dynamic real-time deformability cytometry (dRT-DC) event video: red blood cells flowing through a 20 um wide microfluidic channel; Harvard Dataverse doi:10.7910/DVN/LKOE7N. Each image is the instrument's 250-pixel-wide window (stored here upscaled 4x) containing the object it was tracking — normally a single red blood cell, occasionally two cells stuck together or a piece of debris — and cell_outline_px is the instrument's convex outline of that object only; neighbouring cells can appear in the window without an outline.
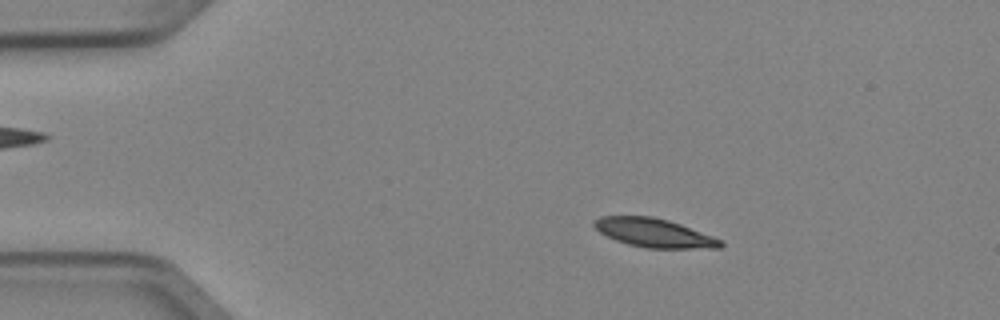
{"species": "Egyptian fruit bat (a non-hibernating species)", "species_latin": "Rousettus aegyptiacus", "temperature_condition": "cold", "stored_images_in_passage": 6, "camera_frame_rate_fps": 3000, "um_per_image_px": 0.085, "animal": {"sex": "female"}, "frame": {"image": 1, "passage_image": 2, "time_ms": 0.333, "image_size_px": [1000, 320], "cell_outline_px": [[724, 244], [720, 248], [644, 248], [628, 244], [616, 240], [600, 232], [592, 224], [592, 220], [600, 216], [652, 216], [668, 220], [680, 224], [724, 240]], "centroid_in_image_um": [55.6, 19.79], "position_along_channel_um": 29.4, "area_um2": 21.21}}
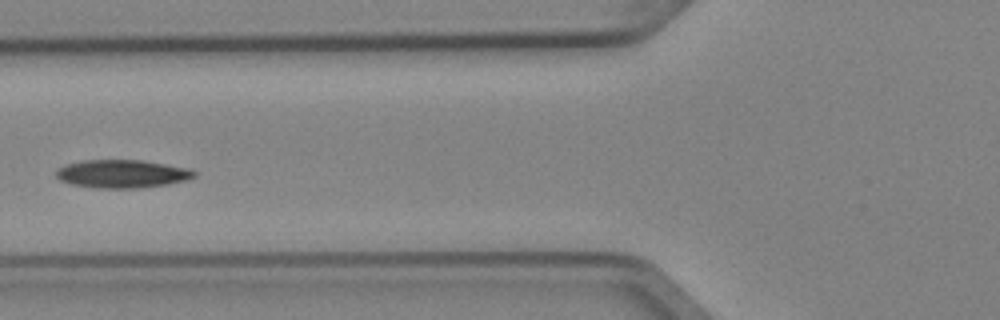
{"frame": {"image": 2, "passage_image": 5, "time_ms": 1.333, "image_size_px": [1000, 320], "cell_outline_px": [[196, 176], [184, 180], [168, 184], [136, 188], [100, 188], [72, 184], [60, 180], [56, 176], [56, 172], [64, 164], [84, 160], [140, 160], [192, 168], [196, 172]], "centroid_in_image_um": [10.4, 14.76], "position_along_channel_um": 115.4, "area_um2": 22.54}}
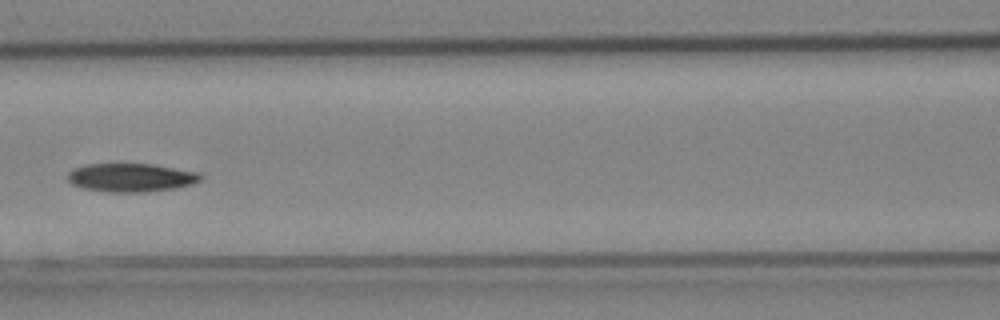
{"frame": {"image": 3, "passage_image": 6, "time_ms": 1.667, "image_size_px": [1000, 320], "cell_outline_px": [[204, 176], [200, 180], [192, 184], [176, 188], [144, 192], [104, 192], [84, 188], [72, 184], [68, 180], [68, 172], [72, 168], [84, 164], [152, 164], [200, 172]], "centroid_in_image_um": [11.14, 15.09], "position_along_channel_um": 155.5, "area_um2": 22.25}}